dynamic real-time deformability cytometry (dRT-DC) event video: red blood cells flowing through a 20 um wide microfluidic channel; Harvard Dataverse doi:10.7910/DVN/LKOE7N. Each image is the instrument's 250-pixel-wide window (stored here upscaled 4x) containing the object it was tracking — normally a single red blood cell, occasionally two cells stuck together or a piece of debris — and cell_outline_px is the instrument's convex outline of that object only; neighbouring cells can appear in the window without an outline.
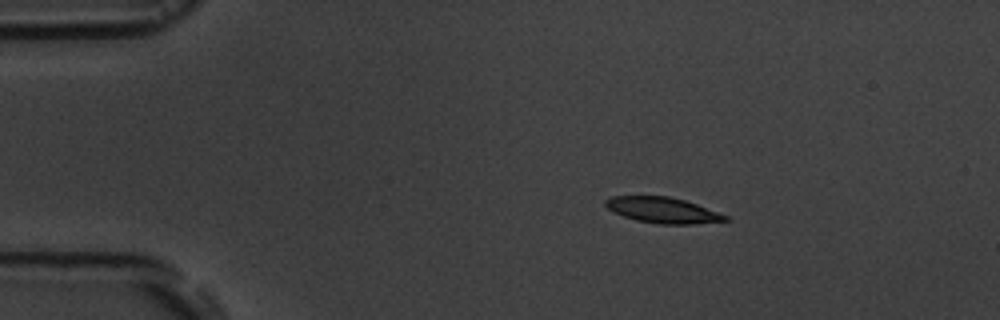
{"species": "common noctule bat (a hibernating species)", "species_latin": "Nyctalus noctula", "temperature_condition": "room temperature", "stored_images_in_passage": 3, "camera_frame_rate_fps": 3000, "um_per_image_px": 0.085, "animal": {"sex": "male", "body_mass_g": 19.5, "forearm_length_mm": 54.6}, "frame": {"image": 1, "passage_image": 1, "time_ms": 0.0, "image_size_px": [1000, 320], "cell_outline_px": [[732, 220], [696, 224], [660, 224], [636, 220], [624, 216], [608, 208], [604, 204], [604, 200], [612, 196], [668, 196], [684, 200], [696, 204], [728, 216]], "centroid_in_image_um": [56.35, 17.87], "position_along_channel_um": 28.6, "area_um2": 17.86}}